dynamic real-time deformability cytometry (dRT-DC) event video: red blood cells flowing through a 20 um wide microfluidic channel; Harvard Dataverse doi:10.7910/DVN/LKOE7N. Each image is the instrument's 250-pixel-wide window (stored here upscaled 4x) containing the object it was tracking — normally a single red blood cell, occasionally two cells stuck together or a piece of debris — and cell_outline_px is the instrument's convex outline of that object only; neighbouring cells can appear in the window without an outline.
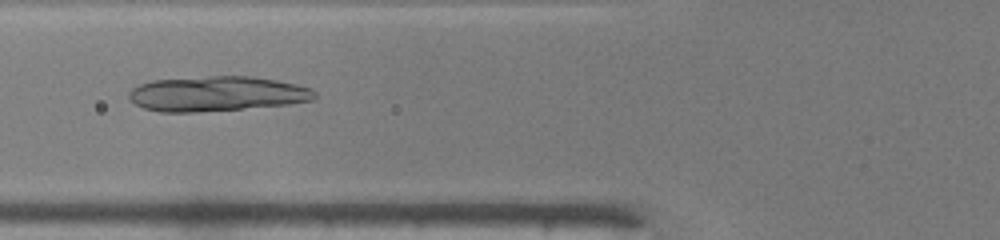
{"species": "common noctule bat (a hibernating species)", "species_latin": "Nyctalus noctula", "temperature_condition": "warm", "stored_images_in_passage": 35, "camera_frame_rate_fps": 3000, "um_per_image_px": 0.085, "animal": {"sex": "male", "body_mass_g": 19.0, "forearm_length_mm": 50.8}, "frame": {"image": 1, "passage_image": 6, "time_ms": 1.667, "image_size_px": [1000, 240], "cell_outline_px": [[316, 100], [288, 104], [196, 112], [160, 112], [144, 108], [128, 100], [128, 92], [132, 88], [140, 84], [152, 80], [208, 76], [252, 76], [276, 80], [296, 84], [312, 88], [316, 92]], "centroid_in_image_um": [18.43, 7.96], "position_along_channel_um": 107.4, "area_um2": 37.97}}
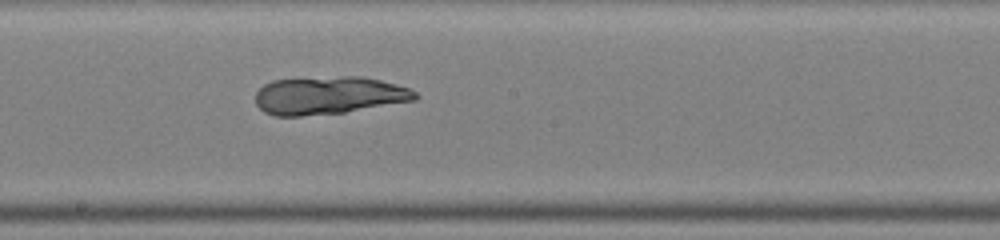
{"frame": {"image": 2, "passage_image": 14, "time_ms": 4.333, "image_size_px": [1000, 240], "cell_outline_px": [[420, 96], [416, 100], [344, 112], [300, 116], [276, 116], [264, 112], [256, 104], [256, 92], [264, 84], [272, 80], [344, 76], [364, 76], [396, 84], [408, 88], [416, 92]], "centroid_in_image_um": [27.95, 8.1], "position_along_channel_um": 220.2, "area_um2": 35.2}}
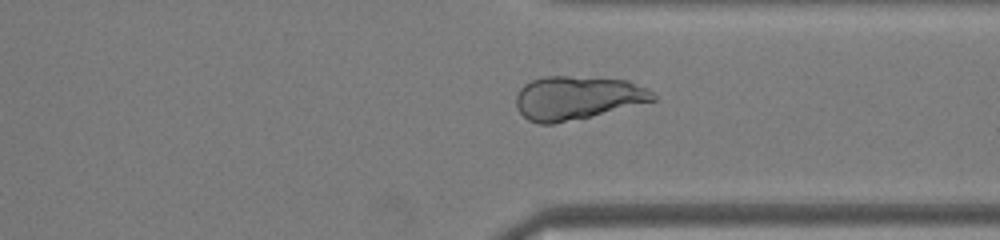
{"frame": {"image": 3, "passage_image": 24, "time_ms": 7.667, "image_size_px": [1000, 240], "cell_outline_px": [[656, 100], [588, 116], [552, 124], [540, 124], [528, 120], [516, 108], [516, 96], [520, 88], [524, 84], [532, 80], [544, 76], [568, 76], [628, 80], [648, 88], [656, 96]], "centroid_in_image_um": [49.03, 8.3], "position_along_channel_um": 362.4, "area_um2": 34.39}}